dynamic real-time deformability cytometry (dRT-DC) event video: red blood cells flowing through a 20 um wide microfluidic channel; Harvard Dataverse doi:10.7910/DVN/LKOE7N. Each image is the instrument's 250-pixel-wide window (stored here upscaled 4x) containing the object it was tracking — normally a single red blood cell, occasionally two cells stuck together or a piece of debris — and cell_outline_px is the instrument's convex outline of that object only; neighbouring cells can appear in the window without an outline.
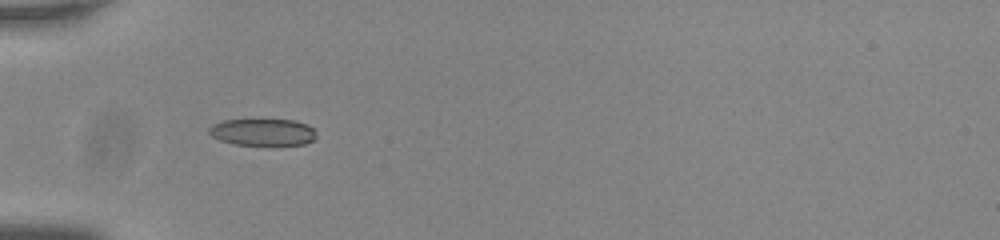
{"species": "common noctule bat (a hibernating species)", "species_latin": "Nyctalus noctula", "temperature_condition": "room temperature", "stored_images_in_passage": 38, "camera_frame_rate_fps": 3000, "um_per_image_px": 0.085, "animal": {"sex": "male", "body_mass_g": 20.0, "forearm_length_mm": 53.3}, "frame": {"image": 1, "passage_image": 1, "time_ms": 0.0, "image_size_px": [1000, 240], "cell_outline_px": [[316, 136], [312, 140], [304, 144], [272, 148], [236, 144], [220, 140], [212, 136], [208, 132], [208, 128], [212, 124], [224, 120], [292, 120], [308, 124], [316, 132]], "centroid_in_image_um": [22.36, 11.28], "position_along_channel_um": 62.6, "area_um2": 17.51}}
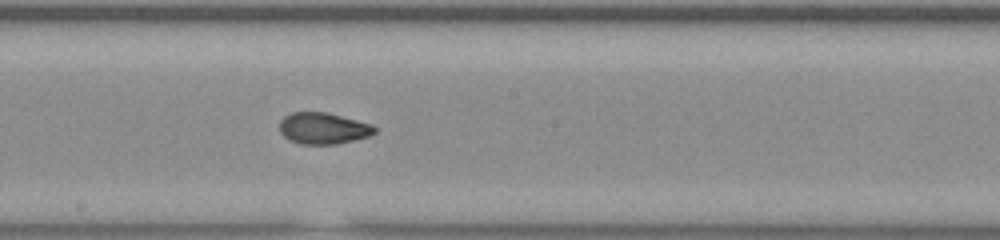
{"frame": {"image": 2, "passage_image": 14, "time_ms": 4.333, "image_size_px": [1000, 240], "cell_outline_px": [[376, 132], [368, 136], [336, 144], [300, 144], [284, 136], [280, 132], [280, 120], [284, 116], [292, 112], [328, 112], [372, 124], [376, 128]], "centroid_in_image_um": [27.47, 10.89], "position_along_channel_um": 220.7, "area_um2": 17.34}}
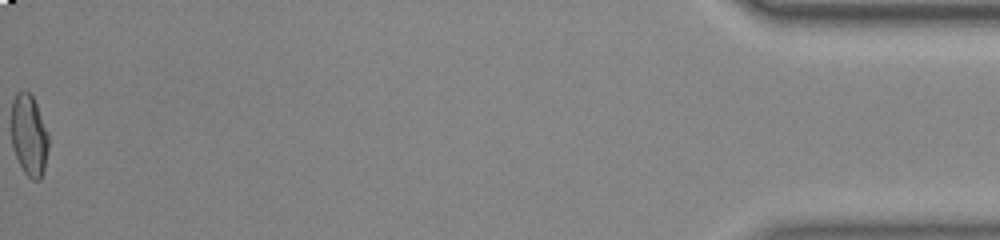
{"frame": {"image": 3, "passage_image": 38, "time_ms": 12.333, "image_size_px": [1000, 240], "cell_outline_px": [[48, 148], [44, 172], [40, 180], [32, 180], [24, 172], [16, 156], [12, 144], [12, 100], [16, 92], [24, 88], [32, 96], [36, 104], [48, 132]], "centroid_in_image_um": [2.47, 11.49], "position_along_channel_um": 432.7, "area_um2": 17.69}, "authors_computed_cell_mechanics": {"area_um2": 17.7446, "velocity_mm_per_s": 3.7787, "shape_relaxation_time_tau1_ms": 9.3896, "shape_relaxation_time_tau2_ms": 1.4974, "deformation_change_tau1": 0.227, "deformation_change_tau2": 0.0613}}